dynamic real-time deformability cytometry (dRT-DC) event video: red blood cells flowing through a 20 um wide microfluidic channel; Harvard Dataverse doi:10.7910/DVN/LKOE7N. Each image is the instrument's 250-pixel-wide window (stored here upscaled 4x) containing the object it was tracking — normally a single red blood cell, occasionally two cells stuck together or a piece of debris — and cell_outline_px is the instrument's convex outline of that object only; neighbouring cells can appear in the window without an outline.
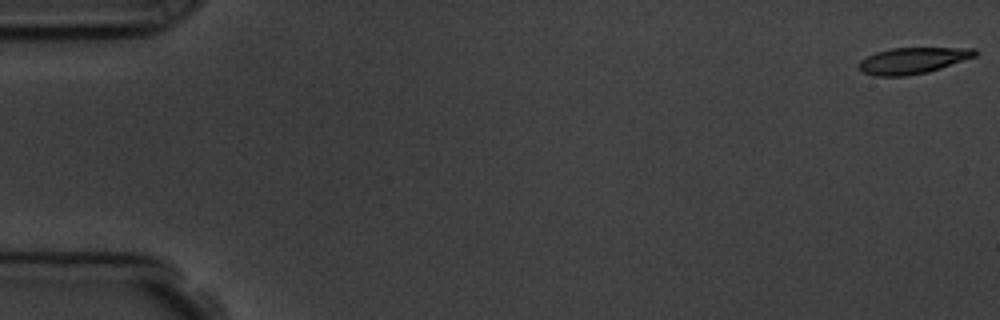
{"species": "common noctule bat (a hibernating species)", "species_latin": "Nyctalus noctula", "temperature_condition": "room temperature", "stored_images_in_passage": 57, "camera_frame_rate_fps": 3000, "um_per_image_px": 0.085, "animal": {"sex": "male", "body_mass_g": 19.5, "forearm_length_mm": 54.6}, "frame": {"image": 1, "passage_image": 1, "time_ms": 0.0, "image_size_px": [1000, 320], "cell_outline_px": [[980, 52], [976, 56], [928, 72], [908, 76], [876, 76], [864, 72], [856, 64], [860, 60], [876, 52], [892, 48], [976, 48]], "centroid_in_image_um": [77.6, 5.14], "position_along_channel_um": 7.4, "area_um2": 17.74}}
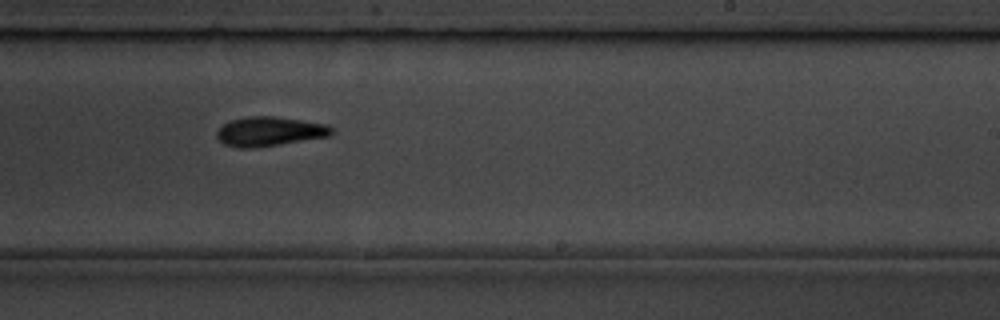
{"frame": {"image": 2, "passage_image": 35, "time_ms": 11.333, "image_size_px": [1000, 320], "cell_outline_px": [[332, 132], [328, 136], [256, 148], [236, 148], [224, 144], [216, 136], [216, 132], [224, 124], [232, 120], [248, 116], [272, 116], [300, 120], [324, 124], [332, 128]], "centroid_in_image_um": [22.85, 11.18], "position_along_channel_um": 266.1, "area_um2": 19.36}}
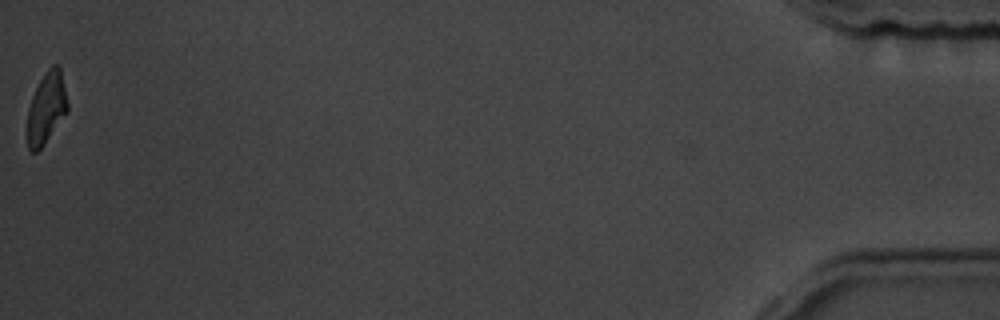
{"frame": {"image": 3, "passage_image": 57, "time_ms": 18.667, "image_size_px": [1000, 320], "cell_outline_px": [[68, 112], [44, 144], [36, 152], [32, 152], [28, 148], [24, 132], [28, 108], [32, 96], [44, 72], [52, 64], [56, 64], [60, 68], [68, 104]], "centroid_in_image_um": [3.9, 9.23], "position_along_channel_um": 431.3, "area_um2": 17.17}, "authors_computed_cell_mechanics": {"area_um2": 18.785, "velocity_mm_per_s": 3.6163, "shape_relaxation_time_tau1_ms": 5.4031, "shape_relaxation_time_tau2_ms": 9.8303, "deformation_change_tau1": 0.1743, "deformation_change_tau2": 0.1995}}